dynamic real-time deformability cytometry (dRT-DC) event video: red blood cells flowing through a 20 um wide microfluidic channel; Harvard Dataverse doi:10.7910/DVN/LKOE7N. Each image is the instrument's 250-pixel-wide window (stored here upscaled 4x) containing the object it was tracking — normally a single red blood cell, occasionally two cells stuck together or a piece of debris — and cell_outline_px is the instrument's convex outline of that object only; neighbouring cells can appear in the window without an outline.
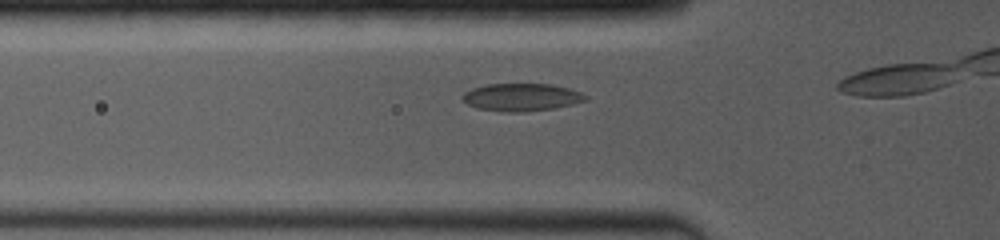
{"species": "common noctule bat (a hibernating species)", "species_latin": "Nyctalus noctula", "temperature_condition": "room temperature", "stored_images_in_passage": 7, "camera_frame_rate_fps": 4000, "um_per_image_px": 0.085, "animal": {"sex": "female", "body_mass_g": 19.0, "forearm_length_mm": 53.3}, "frame": {"image": 1, "passage_image": 4, "time_ms": 1.25, "image_size_px": [1000, 240], "cell_outline_px": [[588, 100], [572, 104], [552, 108], [524, 112], [504, 112], [476, 108], [460, 100], [460, 96], [464, 92], [472, 88], [484, 84], [552, 84], [568, 88], [580, 92], [588, 96]], "centroid_in_image_um": [44.27, 8.26], "position_along_channel_um": 81.5, "area_um2": 20.0}}
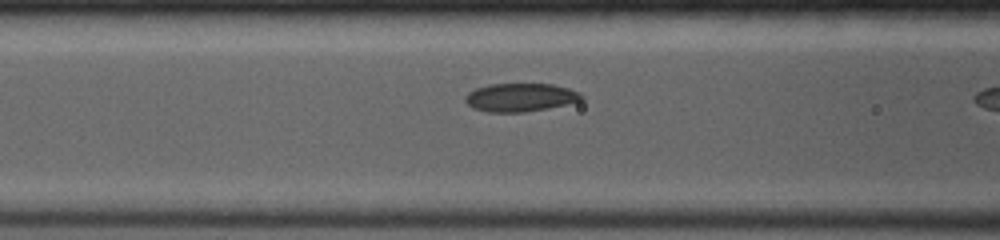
{"frame": {"image": 2, "passage_image": 6, "time_ms": 2.25, "image_size_px": [1000, 240], "cell_outline_px": [[584, 100], [548, 108], [524, 112], [488, 112], [472, 108], [464, 100], [464, 96], [468, 92], [476, 88], [488, 84], [552, 84], [568, 88], [580, 92], [584, 96]], "centroid_in_image_um": [44.22, 8.28], "position_along_channel_um": 122.4, "area_um2": 19.31}}